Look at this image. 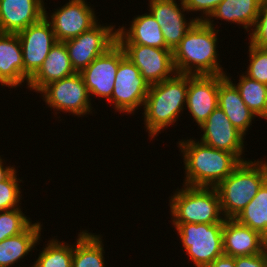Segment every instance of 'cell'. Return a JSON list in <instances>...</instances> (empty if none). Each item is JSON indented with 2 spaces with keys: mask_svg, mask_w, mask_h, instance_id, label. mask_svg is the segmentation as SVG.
I'll return each instance as SVG.
<instances>
[{
  "mask_svg": "<svg viewBox=\"0 0 267 267\" xmlns=\"http://www.w3.org/2000/svg\"><path fill=\"white\" fill-rule=\"evenodd\" d=\"M214 20L196 21L173 49L176 73L188 75H225L218 63L217 33Z\"/></svg>",
  "mask_w": 267,
  "mask_h": 267,
  "instance_id": "1",
  "label": "cell"
},
{
  "mask_svg": "<svg viewBox=\"0 0 267 267\" xmlns=\"http://www.w3.org/2000/svg\"><path fill=\"white\" fill-rule=\"evenodd\" d=\"M178 144L185 165L183 185L216 187L241 163L234 154L193 139L181 140Z\"/></svg>",
  "mask_w": 267,
  "mask_h": 267,
  "instance_id": "2",
  "label": "cell"
},
{
  "mask_svg": "<svg viewBox=\"0 0 267 267\" xmlns=\"http://www.w3.org/2000/svg\"><path fill=\"white\" fill-rule=\"evenodd\" d=\"M187 92L188 74L175 73L171 78L150 85L143 114L151 139L177 121L187 101Z\"/></svg>",
  "mask_w": 267,
  "mask_h": 267,
  "instance_id": "3",
  "label": "cell"
},
{
  "mask_svg": "<svg viewBox=\"0 0 267 267\" xmlns=\"http://www.w3.org/2000/svg\"><path fill=\"white\" fill-rule=\"evenodd\" d=\"M267 180V162L242 161L215 188L225 219H235Z\"/></svg>",
  "mask_w": 267,
  "mask_h": 267,
  "instance_id": "4",
  "label": "cell"
},
{
  "mask_svg": "<svg viewBox=\"0 0 267 267\" xmlns=\"http://www.w3.org/2000/svg\"><path fill=\"white\" fill-rule=\"evenodd\" d=\"M169 201L173 224H215L225 221L221 216L223 213L215 187L184 185Z\"/></svg>",
  "mask_w": 267,
  "mask_h": 267,
  "instance_id": "5",
  "label": "cell"
},
{
  "mask_svg": "<svg viewBox=\"0 0 267 267\" xmlns=\"http://www.w3.org/2000/svg\"><path fill=\"white\" fill-rule=\"evenodd\" d=\"M223 225L224 222L174 224L185 253L196 267H207L224 254Z\"/></svg>",
  "mask_w": 267,
  "mask_h": 267,
  "instance_id": "6",
  "label": "cell"
},
{
  "mask_svg": "<svg viewBox=\"0 0 267 267\" xmlns=\"http://www.w3.org/2000/svg\"><path fill=\"white\" fill-rule=\"evenodd\" d=\"M39 93L43 94L45 103L56 111L80 117L92 113L90 94L80 72L46 85Z\"/></svg>",
  "mask_w": 267,
  "mask_h": 267,
  "instance_id": "7",
  "label": "cell"
},
{
  "mask_svg": "<svg viewBox=\"0 0 267 267\" xmlns=\"http://www.w3.org/2000/svg\"><path fill=\"white\" fill-rule=\"evenodd\" d=\"M149 88V83L139 69L125 55L119 62L112 96L108 102L113 103L120 113L132 114L139 106H144Z\"/></svg>",
  "mask_w": 267,
  "mask_h": 267,
  "instance_id": "8",
  "label": "cell"
},
{
  "mask_svg": "<svg viewBox=\"0 0 267 267\" xmlns=\"http://www.w3.org/2000/svg\"><path fill=\"white\" fill-rule=\"evenodd\" d=\"M63 42L67 48L72 68L75 72H81L117 42V30L114 31V26H101L97 23L79 36Z\"/></svg>",
  "mask_w": 267,
  "mask_h": 267,
  "instance_id": "9",
  "label": "cell"
},
{
  "mask_svg": "<svg viewBox=\"0 0 267 267\" xmlns=\"http://www.w3.org/2000/svg\"><path fill=\"white\" fill-rule=\"evenodd\" d=\"M45 10V16L37 23L17 33L23 53L24 78L29 80L43 65L56 38Z\"/></svg>",
  "mask_w": 267,
  "mask_h": 267,
  "instance_id": "10",
  "label": "cell"
},
{
  "mask_svg": "<svg viewBox=\"0 0 267 267\" xmlns=\"http://www.w3.org/2000/svg\"><path fill=\"white\" fill-rule=\"evenodd\" d=\"M119 45L149 85L160 83L176 73L172 50L169 48H155L140 44Z\"/></svg>",
  "mask_w": 267,
  "mask_h": 267,
  "instance_id": "11",
  "label": "cell"
},
{
  "mask_svg": "<svg viewBox=\"0 0 267 267\" xmlns=\"http://www.w3.org/2000/svg\"><path fill=\"white\" fill-rule=\"evenodd\" d=\"M124 56L123 48L116 42L80 72L91 96L107 101L111 98L119 62Z\"/></svg>",
  "mask_w": 267,
  "mask_h": 267,
  "instance_id": "12",
  "label": "cell"
},
{
  "mask_svg": "<svg viewBox=\"0 0 267 267\" xmlns=\"http://www.w3.org/2000/svg\"><path fill=\"white\" fill-rule=\"evenodd\" d=\"M85 0H69L52 13L51 23L56 41H65L91 29L98 22L95 12Z\"/></svg>",
  "mask_w": 267,
  "mask_h": 267,
  "instance_id": "13",
  "label": "cell"
},
{
  "mask_svg": "<svg viewBox=\"0 0 267 267\" xmlns=\"http://www.w3.org/2000/svg\"><path fill=\"white\" fill-rule=\"evenodd\" d=\"M204 131L200 142L218 150L234 154L241 162L244 150V135L230 122L225 112L218 106L207 120L199 126Z\"/></svg>",
  "mask_w": 267,
  "mask_h": 267,
  "instance_id": "14",
  "label": "cell"
},
{
  "mask_svg": "<svg viewBox=\"0 0 267 267\" xmlns=\"http://www.w3.org/2000/svg\"><path fill=\"white\" fill-rule=\"evenodd\" d=\"M226 75H188L186 106L198 126L218 107L219 84Z\"/></svg>",
  "mask_w": 267,
  "mask_h": 267,
  "instance_id": "15",
  "label": "cell"
},
{
  "mask_svg": "<svg viewBox=\"0 0 267 267\" xmlns=\"http://www.w3.org/2000/svg\"><path fill=\"white\" fill-rule=\"evenodd\" d=\"M180 1L182 6L176 0H149V12L160 25L166 46L172 51L196 22L192 19L187 23L183 14L187 9L184 1Z\"/></svg>",
  "mask_w": 267,
  "mask_h": 267,
  "instance_id": "16",
  "label": "cell"
},
{
  "mask_svg": "<svg viewBox=\"0 0 267 267\" xmlns=\"http://www.w3.org/2000/svg\"><path fill=\"white\" fill-rule=\"evenodd\" d=\"M43 0H0V32L18 33L45 16Z\"/></svg>",
  "mask_w": 267,
  "mask_h": 267,
  "instance_id": "17",
  "label": "cell"
},
{
  "mask_svg": "<svg viewBox=\"0 0 267 267\" xmlns=\"http://www.w3.org/2000/svg\"><path fill=\"white\" fill-rule=\"evenodd\" d=\"M263 236L236 219H225L223 225L224 255L232 257L251 256L263 252Z\"/></svg>",
  "mask_w": 267,
  "mask_h": 267,
  "instance_id": "18",
  "label": "cell"
},
{
  "mask_svg": "<svg viewBox=\"0 0 267 267\" xmlns=\"http://www.w3.org/2000/svg\"><path fill=\"white\" fill-rule=\"evenodd\" d=\"M24 78L23 53L16 33L0 32V85L19 87Z\"/></svg>",
  "mask_w": 267,
  "mask_h": 267,
  "instance_id": "19",
  "label": "cell"
},
{
  "mask_svg": "<svg viewBox=\"0 0 267 267\" xmlns=\"http://www.w3.org/2000/svg\"><path fill=\"white\" fill-rule=\"evenodd\" d=\"M74 73L65 43L56 41L41 68L29 80L28 88L39 93L46 85Z\"/></svg>",
  "mask_w": 267,
  "mask_h": 267,
  "instance_id": "20",
  "label": "cell"
},
{
  "mask_svg": "<svg viewBox=\"0 0 267 267\" xmlns=\"http://www.w3.org/2000/svg\"><path fill=\"white\" fill-rule=\"evenodd\" d=\"M131 22L129 30H126L124 26L117 29V42L119 44H140L155 48H168L160 25L150 13L138 15Z\"/></svg>",
  "mask_w": 267,
  "mask_h": 267,
  "instance_id": "21",
  "label": "cell"
},
{
  "mask_svg": "<svg viewBox=\"0 0 267 267\" xmlns=\"http://www.w3.org/2000/svg\"><path fill=\"white\" fill-rule=\"evenodd\" d=\"M218 106L233 126L245 135L256 115L247 107L237 88L227 78L219 84Z\"/></svg>",
  "mask_w": 267,
  "mask_h": 267,
  "instance_id": "22",
  "label": "cell"
},
{
  "mask_svg": "<svg viewBox=\"0 0 267 267\" xmlns=\"http://www.w3.org/2000/svg\"><path fill=\"white\" fill-rule=\"evenodd\" d=\"M41 226L39 222L31 223L22 233L0 242V267L13 266L28 255L40 240Z\"/></svg>",
  "mask_w": 267,
  "mask_h": 267,
  "instance_id": "23",
  "label": "cell"
},
{
  "mask_svg": "<svg viewBox=\"0 0 267 267\" xmlns=\"http://www.w3.org/2000/svg\"><path fill=\"white\" fill-rule=\"evenodd\" d=\"M262 0H223L212 12L211 17L241 24L248 32L254 27Z\"/></svg>",
  "mask_w": 267,
  "mask_h": 267,
  "instance_id": "24",
  "label": "cell"
},
{
  "mask_svg": "<svg viewBox=\"0 0 267 267\" xmlns=\"http://www.w3.org/2000/svg\"><path fill=\"white\" fill-rule=\"evenodd\" d=\"M82 231L78 234L72 258V267H105L104 245L100 235Z\"/></svg>",
  "mask_w": 267,
  "mask_h": 267,
  "instance_id": "25",
  "label": "cell"
},
{
  "mask_svg": "<svg viewBox=\"0 0 267 267\" xmlns=\"http://www.w3.org/2000/svg\"><path fill=\"white\" fill-rule=\"evenodd\" d=\"M247 107L258 117L267 119V85L242 74L239 83L234 84Z\"/></svg>",
  "mask_w": 267,
  "mask_h": 267,
  "instance_id": "26",
  "label": "cell"
},
{
  "mask_svg": "<svg viewBox=\"0 0 267 267\" xmlns=\"http://www.w3.org/2000/svg\"><path fill=\"white\" fill-rule=\"evenodd\" d=\"M239 223L258 231L262 236L267 231V180L256 196L235 218Z\"/></svg>",
  "mask_w": 267,
  "mask_h": 267,
  "instance_id": "27",
  "label": "cell"
},
{
  "mask_svg": "<svg viewBox=\"0 0 267 267\" xmlns=\"http://www.w3.org/2000/svg\"><path fill=\"white\" fill-rule=\"evenodd\" d=\"M31 267H72L74 246L52 239Z\"/></svg>",
  "mask_w": 267,
  "mask_h": 267,
  "instance_id": "28",
  "label": "cell"
},
{
  "mask_svg": "<svg viewBox=\"0 0 267 267\" xmlns=\"http://www.w3.org/2000/svg\"><path fill=\"white\" fill-rule=\"evenodd\" d=\"M31 222L20 208L0 211V242L22 233Z\"/></svg>",
  "mask_w": 267,
  "mask_h": 267,
  "instance_id": "29",
  "label": "cell"
},
{
  "mask_svg": "<svg viewBox=\"0 0 267 267\" xmlns=\"http://www.w3.org/2000/svg\"><path fill=\"white\" fill-rule=\"evenodd\" d=\"M16 173L17 170L0 182V211L20 208L18 205L22 195Z\"/></svg>",
  "mask_w": 267,
  "mask_h": 267,
  "instance_id": "30",
  "label": "cell"
},
{
  "mask_svg": "<svg viewBox=\"0 0 267 267\" xmlns=\"http://www.w3.org/2000/svg\"><path fill=\"white\" fill-rule=\"evenodd\" d=\"M249 66L246 76L267 85V49L249 45Z\"/></svg>",
  "mask_w": 267,
  "mask_h": 267,
  "instance_id": "31",
  "label": "cell"
},
{
  "mask_svg": "<svg viewBox=\"0 0 267 267\" xmlns=\"http://www.w3.org/2000/svg\"><path fill=\"white\" fill-rule=\"evenodd\" d=\"M251 30L249 43L254 47L267 49V0H262L254 29Z\"/></svg>",
  "mask_w": 267,
  "mask_h": 267,
  "instance_id": "32",
  "label": "cell"
},
{
  "mask_svg": "<svg viewBox=\"0 0 267 267\" xmlns=\"http://www.w3.org/2000/svg\"><path fill=\"white\" fill-rule=\"evenodd\" d=\"M185 3V7L187 11H201L204 16H199L194 18L196 21H205L212 14L215 8L223 1V0H183Z\"/></svg>",
  "mask_w": 267,
  "mask_h": 267,
  "instance_id": "33",
  "label": "cell"
},
{
  "mask_svg": "<svg viewBox=\"0 0 267 267\" xmlns=\"http://www.w3.org/2000/svg\"><path fill=\"white\" fill-rule=\"evenodd\" d=\"M235 267H267L263 252L251 256L235 257Z\"/></svg>",
  "mask_w": 267,
  "mask_h": 267,
  "instance_id": "34",
  "label": "cell"
},
{
  "mask_svg": "<svg viewBox=\"0 0 267 267\" xmlns=\"http://www.w3.org/2000/svg\"><path fill=\"white\" fill-rule=\"evenodd\" d=\"M207 267H235V258L223 254L222 256L217 257Z\"/></svg>",
  "mask_w": 267,
  "mask_h": 267,
  "instance_id": "35",
  "label": "cell"
},
{
  "mask_svg": "<svg viewBox=\"0 0 267 267\" xmlns=\"http://www.w3.org/2000/svg\"><path fill=\"white\" fill-rule=\"evenodd\" d=\"M16 169L11 166H5L0 158V182L7 179Z\"/></svg>",
  "mask_w": 267,
  "mask_h": 267,
  "instance_id": "36",
  "label": "cell"
},
{
  "mask_svg": "<svg viewBox=\"0 0 267 267\" xmlns=\"http://www.w3.org/2000/svg\"><path fill=\"white\" fill-rule=\"evenodd\" d=\"M263 254H264V257H265L266 262H267V245H264Z\"/></svg>",
  "mask_w": 267,
  "mask_h": 267,
  "instance_id": "37",
  "label": "cell"
},
{
  "mask_svg": "<svg viewBox=\"0 0 267 267\" xmlns=\"http://www.w3.org/2000/svg\"><path fill=\"white\" fill-rule=\"evenodd\" d=\"M263 242H264V245H267V231H266V233L263 235Z\"/></svg>",
  "mask_w": 267,
  "mask_h": 267,
  "instance_id": "38",
  "label": "cell"
}]
</instances>
